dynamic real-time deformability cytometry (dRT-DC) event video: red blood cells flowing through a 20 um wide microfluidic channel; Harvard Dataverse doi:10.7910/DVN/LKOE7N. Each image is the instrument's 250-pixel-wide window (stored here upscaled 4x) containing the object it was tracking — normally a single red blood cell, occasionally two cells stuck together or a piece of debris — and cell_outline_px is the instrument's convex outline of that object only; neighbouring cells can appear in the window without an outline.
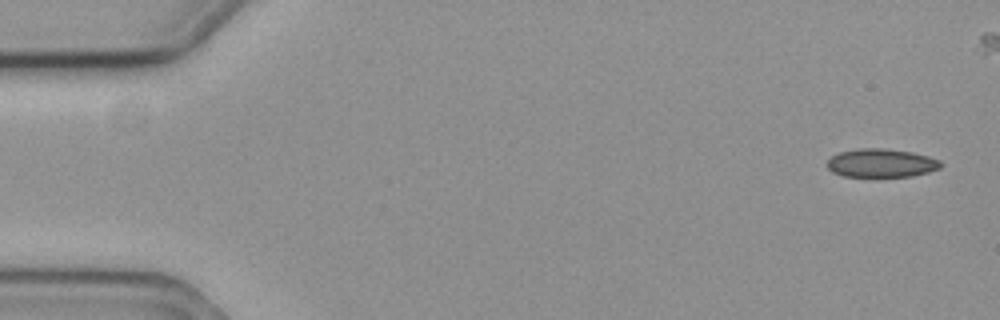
{"species": "common noctule bat (a hibernating species)", "species_latin": "Nyctalus noctula", "temperature_condition": "cold", "stored_images_in_passage": 45, "camera_frame_rate_fps": 3000, "um_per_image_px": 0.085, "animal": {"sex": "female", "body_mass_g": 19.3, "forearm_length_mm": 54.1}, "frame": {"image": 1, "passage_image": 1, "time_ms": 0.0, "image_size_px": [1000, 320], "cell_outline_px": [[944, 164], [940, 168], [928, 172], [912, 176], [876, 180], [844, 176], [832, 172], [828, 168], [828, 160], [832, 156], [840, 152], [860, 148], [884, 148], [912, 152], [928, 156], [940, 160]], "centroid_in_image_um": [74.92, 13.91], "position_along_channel_um": 10.1, "area_um2": 19.77}}
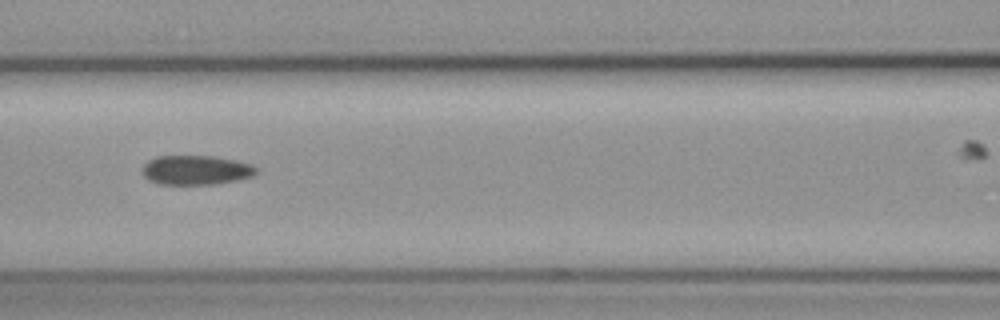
{"frame": {"image": 2, "passage_image": 24, "time_ms": 7.667, "image_size_px": [1000, 320], "cell_outline_px": [[256, 172], [252, 176], [236, 180], [212, 184], [156, 184], [148, 180], [140, 172], [144, 164], [148, 160], [156, 156], [212, 156], [236, 160], [252, 164], [256, 168]], "centroid_in_image_um": [16.6, 14.45], "position_along_channel_um": 150.0, "area_um2": 19.59}}
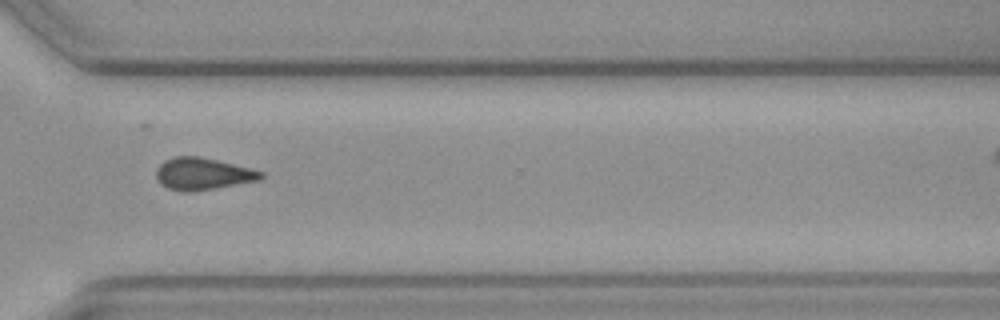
{"frame": {"image": 3, "passage_image": 41, "time_ms": 13.333, "image_size_px": [1000, 320], "cell_outline_px": [[264, 176], [260, 180], [192, 192], [180, 192], [168, 188], [160, 184], [156, 176], [156, 168], [164, 160], [176, 156], [196, 156], [216, 160], [264, 172]], "centroid_in_image_um": [17.19, 14.79], "position_along_channel_um": 353.4, "area_um2": 19.48}}